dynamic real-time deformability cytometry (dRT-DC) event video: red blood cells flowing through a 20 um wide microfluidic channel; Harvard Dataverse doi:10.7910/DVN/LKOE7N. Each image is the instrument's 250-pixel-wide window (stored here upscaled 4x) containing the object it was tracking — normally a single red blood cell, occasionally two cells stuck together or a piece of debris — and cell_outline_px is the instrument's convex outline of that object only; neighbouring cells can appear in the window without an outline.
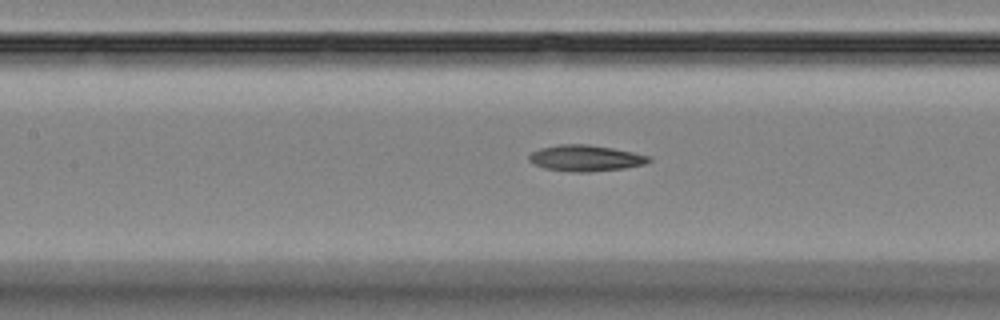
{"species": "Egyptian fruit bat (a non-hibernating species)", "species_latin": "Rousettus aegyptiacus", "temperature_condition": "room temperature", "stored_images_in_passage": 46, "camera_frame_rate_fps": 3000, "um_per_image_px": 0.085, "animal": {"sex": "female"}, "frame": {"image": 1, "passage_image": 16, "time_ms": 5.0, "image_size_px": [1000, 320], "cell_outline_px": [[652, 160], [644, 164], [624, 168], [588, 172], [576, 172], [544, 168], [528, 160], [528, 156], [532, 152], [540, 148], [556, 144], [588, 144], [612, 148], [652, 156]], "centroid_in_image_um": [49.78, 13.43], "position_along_channel_um": 157.6, "area_um2": 18.21}}
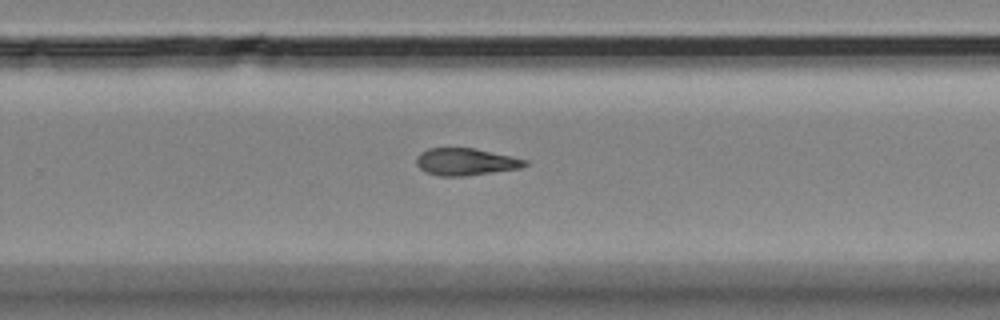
{"frame": {"image": 2, "passage_image": 27, "time_ms": 8.667, "image_size_px": [1000, 320], "cell_outline_px": [[528, 164], [520, 168], [464, 176], [436, 176], [424, 172], [416, 164], [416, 156], [420, 152], [428, 148], [476, 148], [512, 156], [528, 160]], "centroid_in_image_um": [39.55, 13.75], "position_along_channel_um": 290.2, "area_um2": 17.34}}
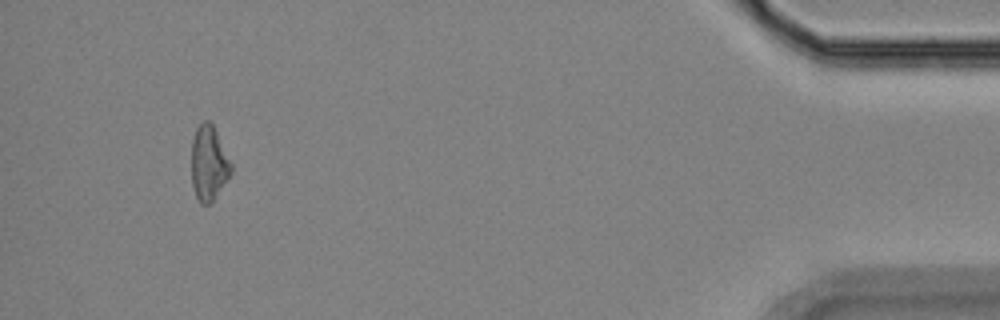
{"frame": {"image": 3, "passage_image": 43, "time_ms": 14.0, "image_size_px": [1000, 320], "cell_outline_px": [[232, 172], [228, 180], [212, 204], [200, 204], [196, 196], [192, 184], [192, 140], [196, 128], [204, 120], [208, 120], [212, 124], [232, 164]], "centroid_in_image_um": [17.76, 13.92], "position_along_channel_um": 417.4, "area_um2": 17.4}, "authors_computed_cell_mechanics": {"area_um2": 17.9469, "velocity_mm_per_s": 3.6274, "shape_relaxation_time_tau1_ms": 7.3596, "shape_relaxation_time_tau2_ms": 7.1163, "deformation_change_tau1": 0.1538, "deformation_change_tau2": 0.1908}}